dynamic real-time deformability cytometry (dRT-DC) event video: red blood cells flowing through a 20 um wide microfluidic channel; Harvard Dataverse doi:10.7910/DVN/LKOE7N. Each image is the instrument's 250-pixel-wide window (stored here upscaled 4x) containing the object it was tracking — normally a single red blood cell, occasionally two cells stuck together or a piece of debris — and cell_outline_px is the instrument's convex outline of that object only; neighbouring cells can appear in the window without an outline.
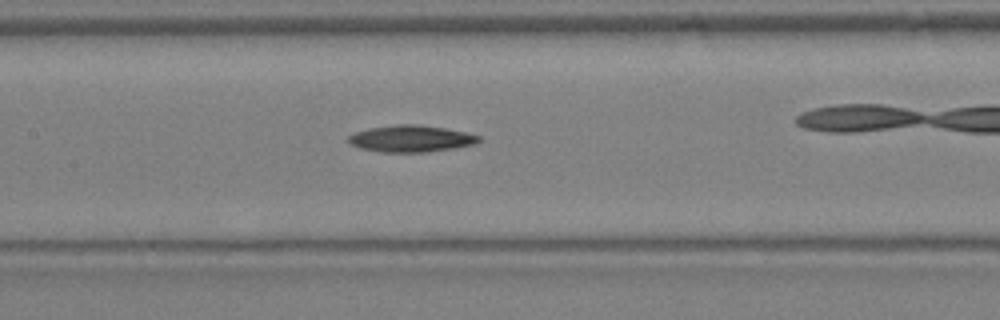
{"species": "Egyptian fruit bat (a non-hibernating species)", "species_latin": "Rousettus aegyptiacus", "temperature_condition": "warm", "stored_images_in_passage": 25, "camera_frame_rate_fps": 3000, "um_per_image_px": 0.085, "animal": {"sex": "female"}, "frame": {"image": 1, "passage_image": 11, "time_ms": 3.333, "image_size_px": [1000, 320], "cell_outline_px": [[480, 140], [476, 144], [456, 148], [428, 152], [380, 152], [360, 148], [352, 144], [348, 140], [348, 136], [356, 132], [368, 128], [396, 124], [420, 124], [444, 128], [464, 132], [480, 136]], "centroid_in_image_um": [34.95, 11.78], "position_along_channel_um": 172.5, "area_um2": 20.35}}